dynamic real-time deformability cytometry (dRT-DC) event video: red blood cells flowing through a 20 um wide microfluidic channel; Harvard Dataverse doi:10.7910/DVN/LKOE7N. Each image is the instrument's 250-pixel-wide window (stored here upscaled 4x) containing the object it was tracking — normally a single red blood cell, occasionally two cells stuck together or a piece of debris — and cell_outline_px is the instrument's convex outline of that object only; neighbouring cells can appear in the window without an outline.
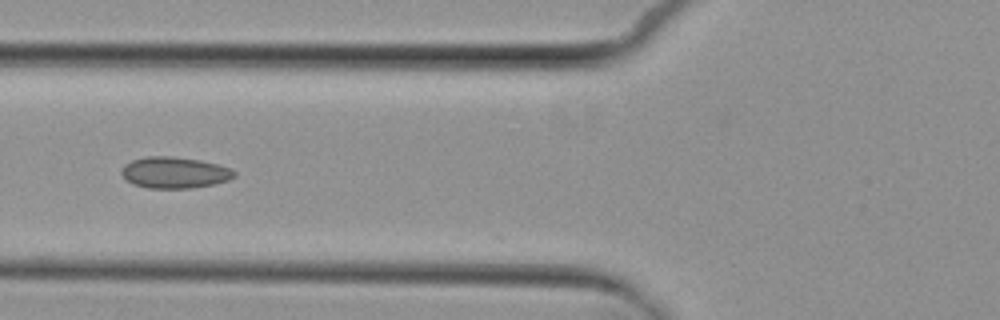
{"species": "common noctule bat (a hibernating species)", "species_latin": "Nyctalus noctula", "temperature_condition": "cold", "stored_images_in_passage": 5, "camera_frame_rate_fps": 3000, "um_per_image_px": 0.085, "animal": {"sex": "female", "body_mass_g": 29.2, "forearm_length_mm": 56.3}, "frame": {"image": 1, "passage_image": 3, "time_ms": 2.333, "image_size_px": [1000, 320], "cell_outline_px": [[236, 176], [228, 180], [212, 184], [192, 188], [148, 188], [132, 184], [120, 172], [124, 164], [132, 160], [148, 156], [172, 156], [200, 160], [232, 168], [236, 172]], "centroid_in_image_um": [14.84, 14.66], "position_along_channel_um": 111.0, "area_um2": 20.58}}
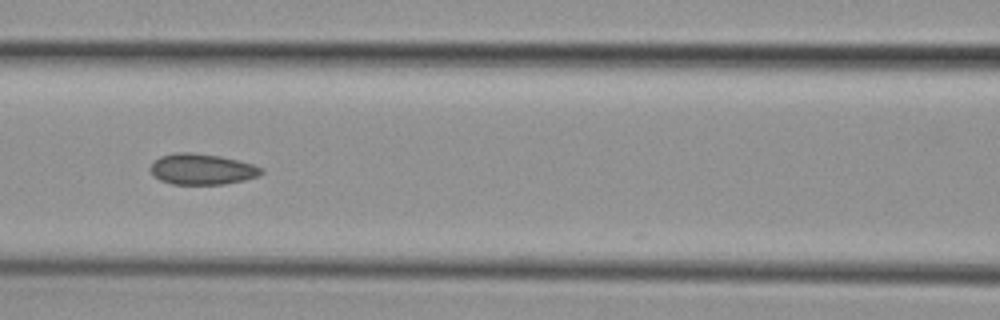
{"frame": {"image": 2, "passage_image": 4, "time_ms": 3.333, "image_size_px": [1000, 320], "cell_outline_px": [[264, 172], [256, 176], [244, 180], [224, 184], [172, 184], [160, 180], [152, 176], [148, 168], [160, 156], [176, 152], [192, 152], [220, 156], [252, 164], [264, 168]], "centroid_in_image_um": [17.13, 14.38], "position_along_channel_um": 149.5, "area_um2": 20.0}}
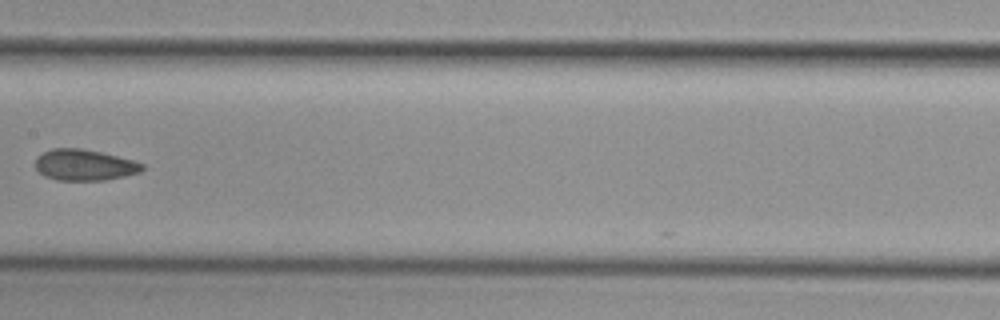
{"frame": {"image": 3, "passage_image": 5, "time_ms": 4.667, "image_size_px": [1000, 320], "cell_outline_px": [[144, 168], [140, 172], [124, 176], [104, 180], [56, 180], [44, 176], [36, 168], [36, 156], [52, 148], [80, 148], [100, 152], [132, 160], [144, 164]], "centroid_in_image_um": [7.15, 14.02], "position_along_channel_um": 200.2, "area_um2": 19.25}}